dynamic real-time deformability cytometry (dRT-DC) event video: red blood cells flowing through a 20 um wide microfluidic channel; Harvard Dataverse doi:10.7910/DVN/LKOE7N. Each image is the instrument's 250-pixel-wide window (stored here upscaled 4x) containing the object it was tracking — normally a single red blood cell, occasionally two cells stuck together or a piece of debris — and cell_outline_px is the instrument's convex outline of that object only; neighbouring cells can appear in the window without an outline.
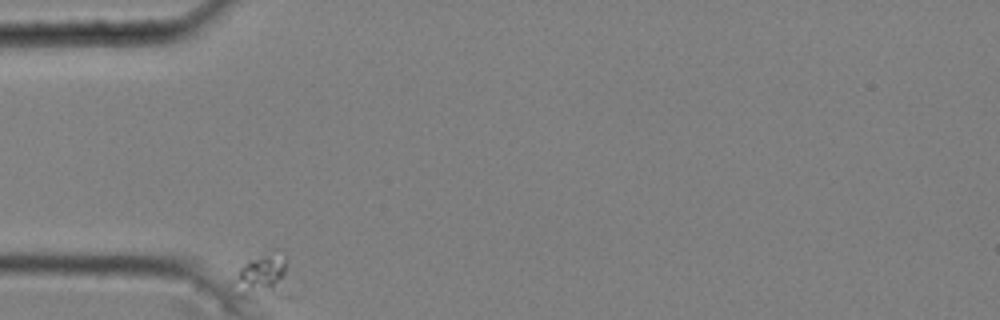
{"species": "common noctule bat (a hibernating species)", "species_latin": "Nyctalus noctula", "temperature_condition": "cold", "stored_images_in_passage": 38, "camera_frame_rate_fps": 3000, "um_per_image_px": 0.085, "animal": {"sex": "male", "body_mass_g": 20.4}, "frame": {"image": 1, "passage_image": 1, "time_ms": 0.0, "image_size_px": [1000, 320], "cell_outline_px": [[292, 300], [248, 300], [236, 296], [240, 268], [248, 260], [276, 248], [280, 248], [284, 256], [292, 296]], "centroid_in_image_um": [22.52, 23.64], "position_along_channel_um": 62.5, "area_um2": 16.01}}
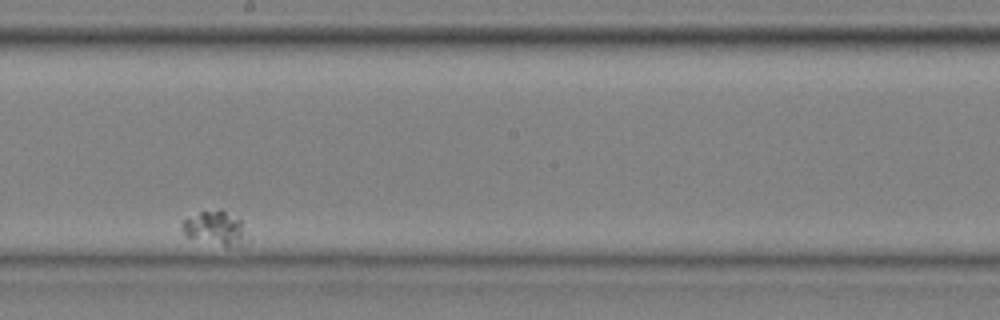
{"frame": {"image": 2, "passage_image": 22, "time_ms": 7.0, "image_size_px": [1000, 320], "cell_outline_px": [[248, 244], [224, 244], [188, 236], [184, 232], [180, 224], [184, 220], [200, 212], [220, 208], [240, 220], [248, 240]], "centroid_in_image_um": [18.32, 19.33], "position_along_channel_um": 229.9, "area_um2": 12.14}}
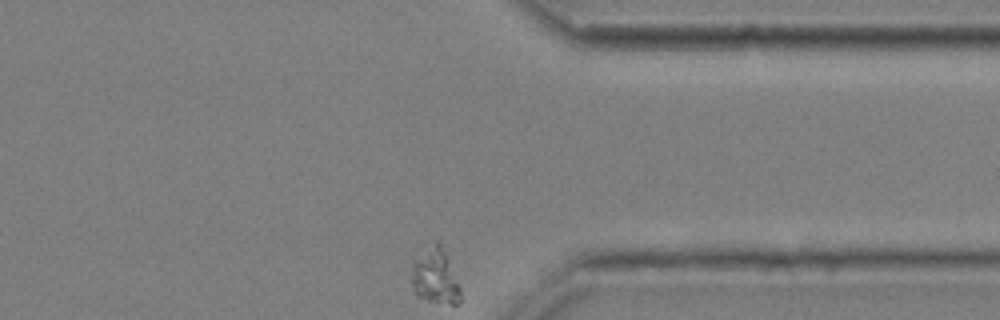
{"frame": {"image": 3, "passage_image": 38, "time_ms": 12.333, "image_size_px": [1000, 320], "cell_outline_px": [[460, 300], [456, 304], [452, 304], [428, 300], [416, 296], [412, 284], [412, 264], [436, 240], [440, 244], [460, 284]], "centroid_in_image_um": [37.01, 23.53], "position_along_channel_um": 374.4, "area_um2": 15.26}}